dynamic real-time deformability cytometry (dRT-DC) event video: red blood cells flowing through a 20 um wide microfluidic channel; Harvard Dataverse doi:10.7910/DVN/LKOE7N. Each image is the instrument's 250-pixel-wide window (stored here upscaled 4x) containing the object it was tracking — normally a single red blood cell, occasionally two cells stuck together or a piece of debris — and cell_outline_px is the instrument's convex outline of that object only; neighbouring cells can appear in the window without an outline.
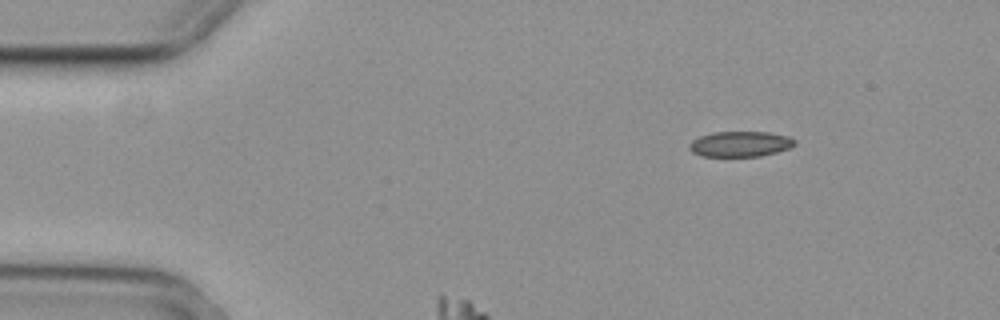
{"species": "common noctule bat (a hibernating species)", "species_latin": "Nyctalus noctula", "temperature_condition": "cold", "stored_images_in_passage": 18, "camera_frame_rate_fps": 3000, "um_per_image_px": 0.085, "animal": {"sex": "female", "body_mass_g": 29.2, "forearm_length_mm": 56.3}, "frame": {"image": 1, "passage_image": 1, "time_ms": 0.0, "image_size_px": [1000, 320], "cell_outline_px": [[796, 144], [788, 148], [776, 152], [760, 156], [700, 156], [692, 152], [688, 148], [688, 144], [692, 140], [700, 136], [712, 132], [768, 132], [788, 136], [796, 140]], "centroid_in_image_um": [62.89, 12.24], "position_along_channel_um": 22.1, "area_um2": 15.66}}